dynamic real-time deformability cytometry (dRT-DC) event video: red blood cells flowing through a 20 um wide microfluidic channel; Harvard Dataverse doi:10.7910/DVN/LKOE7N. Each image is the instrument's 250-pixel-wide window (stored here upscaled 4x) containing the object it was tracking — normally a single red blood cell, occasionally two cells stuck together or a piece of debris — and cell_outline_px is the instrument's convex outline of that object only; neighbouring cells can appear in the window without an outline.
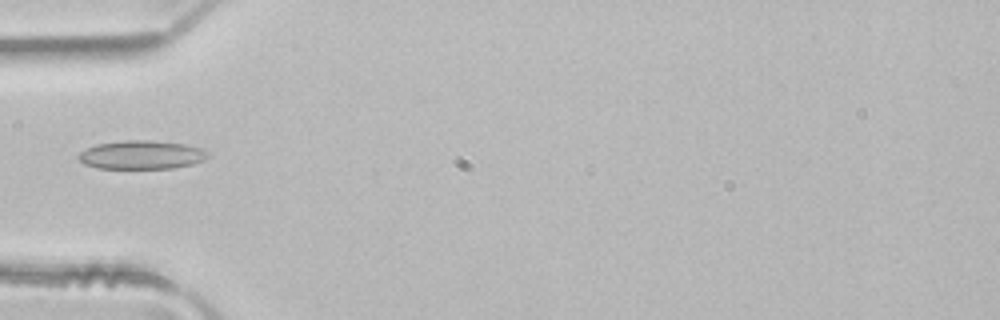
{"species": "common noctule bat (a hibernating species)", "species_latin": "Nyctalus noctula", "temperature_condition": "room temperature", "stored_images_in_passage": 3, "camera_frame_rate_fps": 3000, "um_per_image_px": 0.085, "animal": {"sex": "male", "body_mass_g": 21.5, "forearm_length_mm": 52.0}, "frame": {"image": 1, "passage_image": 3, "time_ms": 0.667, "image_size_px": [1000, 320], "cell_outline_px": [[208, 156], [204, 160], [192, 164], [172, 168], [96, 168], [84, 164], [76, 156], [80, 152], [96, 144], [124, 140], [152, 140], [184, 144], [200, 148], [208, 152]], "centroid_in_image_um": [12.01, 13.16], "position_along_channel_um": 73.0, "area_um2": 21.5}}